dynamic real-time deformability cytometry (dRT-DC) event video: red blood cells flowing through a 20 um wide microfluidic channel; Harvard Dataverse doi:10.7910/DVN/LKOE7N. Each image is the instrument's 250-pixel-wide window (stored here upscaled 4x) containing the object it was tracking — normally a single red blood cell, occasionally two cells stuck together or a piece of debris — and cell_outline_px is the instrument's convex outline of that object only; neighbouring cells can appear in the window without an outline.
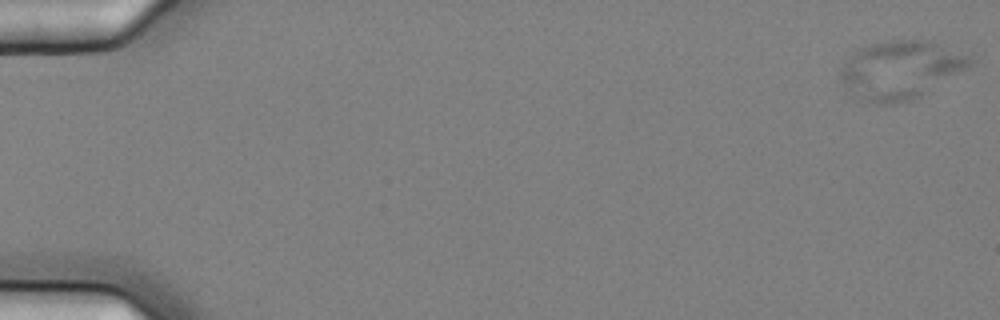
{"species": "common noctule bat (a hibernating species)", "species_latin": "Nyctalus noctula", "temperature_condition": "cold", "stored_images_in_passage": 6, "camera_frame_rate_fps": 3000, "um_per_image_px": 0.085, "animal": {"sex": "female", "body_mass_g": 25.1}, "frame": {"image": 1, "passage_image": 1, "time_ms": 0.0, "image_size_px": [1000, 320], "cell_outline_px": [[972, 64], [920, 96], [908, 100], [888, 104], [880, 104], [864, 100], [852, 96], [840, 80], [840, 68], [860, 48], [872, 44], [892, 40], [932, 40], [968, 56], [972, 60]], "centroid_in_image_um": [76.51, 5.93], "position_along_channel_um": 8.5, "area_um2": 43.06}}
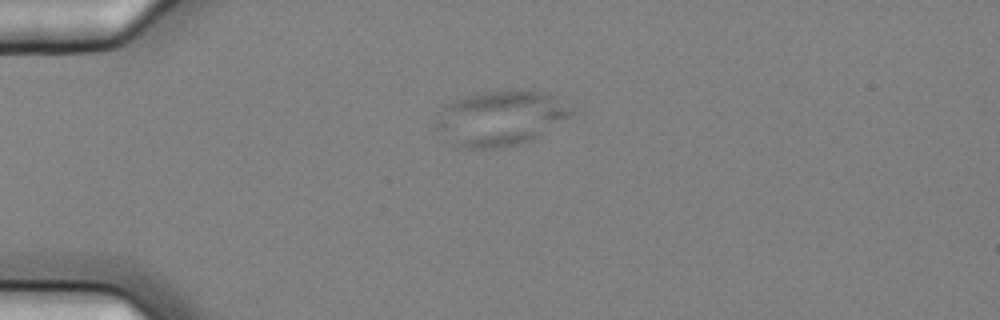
{"frame": {"image": 2, "passage_image": 4, "time_ms": 1.0, "image_size_px": [1000, 320], "cell_outline_px": [[576, 112], [532, 140], [504, 148], [468, 148], [452, 144], [436, 128], [436, 124], [444, 104], [464, 96], [476, 92], [520, 88], [544, 92], [552, 96]], "centroid_in_image_um": [42.51, 10.02], "position_along_channel_um": 42.5, "area_um2": 43.41}}